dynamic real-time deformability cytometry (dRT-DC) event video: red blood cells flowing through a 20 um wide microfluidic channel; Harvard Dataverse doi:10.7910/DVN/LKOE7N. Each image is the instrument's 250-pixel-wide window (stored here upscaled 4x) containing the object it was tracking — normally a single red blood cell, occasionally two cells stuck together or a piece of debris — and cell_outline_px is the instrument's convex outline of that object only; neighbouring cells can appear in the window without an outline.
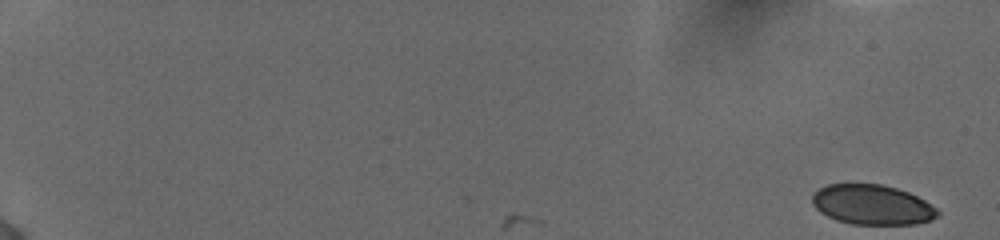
{"species": "human", "species_latin": "Homo sapiens", "temperature_condition": "cold", "stored_images_in_passage": 55, "camera_frame_rate_fps": 3000, "um_per_image_px": 0.085, "donor": {"sex": "female"}, "frame": {"image": 1, "passage_image": 1, "time_ms": 0.0, "image_size_px": [1000, 240], "cell_outline_px": [[940, 216], [932, 220], [916, 224], [852, 224], [836, 220], [820, 212], [812, 204], [812, 196], [820, 188], [828, 184], [880, 184], [896, 188], [908, 192], [924, 200], [936, 208], [940, 212]], "centroid_in_image_um": [74.16, 17.41], "position_along_channel_um": 10.8, "area_um2": 29.13}}
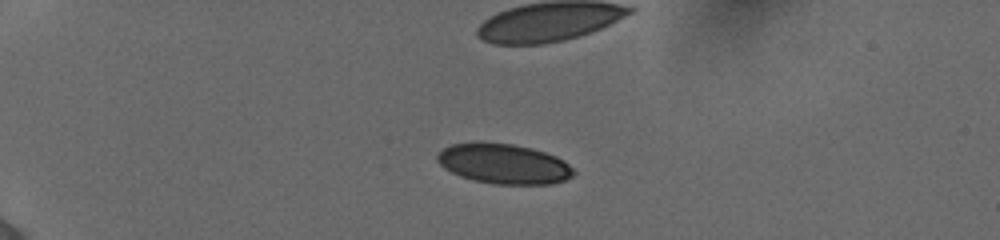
{"frame": {"image": 2, "passage_image": 15, "time_ms": 4.667, "image_size_px": [1000, 240], "cell_outline_px": [[576, 172], [572, 176], [564, 180], [552, 184], [496, 184], [472, 180], [460, 176], [444, 168], [436, 160], [436, 156], [444, 148], [452, 144], [476, 140], [480, 140], [512, 144], [532, 148], [556, 156], [564, 160]], "centroid_in_image_um": [42.79, 13.9], "position_along_channel_um": 42.2, "area_um2": 32.19}, "authors_computed_cell_mechanics": {"area_um2": 31.9634, "velocity_mm_per_s": 3.8794, "shape_relaxation_time_tau1_ms": null, "shape_relaxation_time_tau2_ms": 2.0134, "deformation_change_tau1": null, "deformation_change_tau2": 0.0567}}